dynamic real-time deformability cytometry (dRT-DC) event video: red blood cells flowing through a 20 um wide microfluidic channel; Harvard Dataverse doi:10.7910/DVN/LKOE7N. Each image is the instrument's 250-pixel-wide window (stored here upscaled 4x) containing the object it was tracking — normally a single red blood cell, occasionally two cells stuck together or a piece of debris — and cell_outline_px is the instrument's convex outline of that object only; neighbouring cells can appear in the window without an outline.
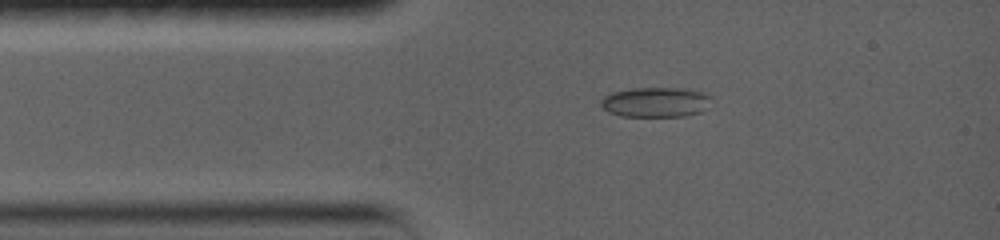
{"species": "common noctule bat (a hibernating species)", "species_latin": "Nyctalus noctula", "temperature_condition": "warm", "stored_images_in_passage": 50, "camera_frame_rate_fps": 5000, "um_per_image_px": 0.085, "animal": {"sex": "female", "body_mass_g": 19.0, "forearm_length_mm": 56.7}, "frame": {"image": 1, "passage_image": 6, "time_ms": 2.0, "image_size_px": [1000, 240], "cell_outline_px": [[708, 108], [700, 112], [684, 116], [620, 116], [608, 112], [600, 104], [600, 100], [604, 96], [612, 92], [632, 88], [684, 88], [700, 92], [708, 96]], "centroid_in_image_um": [55.67, 8.68], "position_along_channel_um": 29.3, "area_um2": 19.13}}
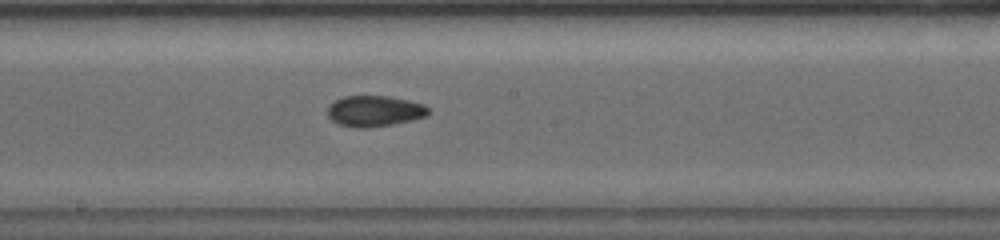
{"frame": {"image": 2, "passage_image": 23, "time_ms": 7.4, "image_size_px": [1000, 240], "cell_outline_px": [[428, 112], [424, 116], [412, 120], [392, 124], [368, 128], [356, 128], [336, 124], [328, 116], [328, 104], [344, 96], [388, 96], [408, 100], [424, 104], [428, 108]], "centroid_in_image_um": [31.79, 9.44], "position_along_channel_um": 216.4, "area_um2": 18.15}}
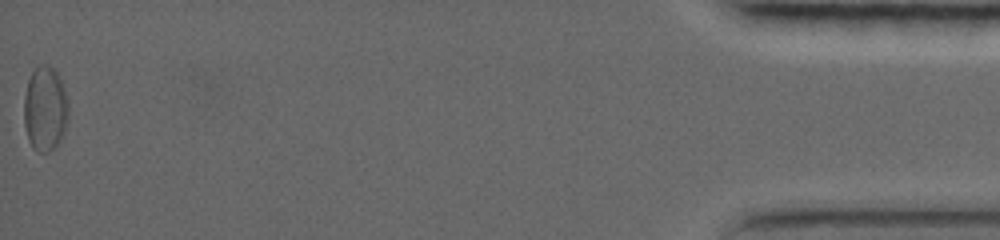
{"frame": {"image": 3, "passage_image": 50, "time_ms": 16.8, "image_size_px": [1000, 240], "cell_outline_px": [[68, 120], [64, 132], [60, 140], [48, 152], [36, 152], [32, 148], [28, 140], [24, 124], [24, 96], [28, 80], [32, 72], [40, 64], [44, 64], [52, 68], [56, 72], [60, 80], [68, 104]], "centroid_in_image_um": [3.81, 9.28], "position_along_channel_um": 431.4, "area_um2": 21.85}, "authors_computed_cell_mechanics": {"area_um2": 18.6116, "velocity_mm_per_s": 3.7723, "shape_relaxation_time_tau1_ms": null, "shape_relaxation_time_tau2_ms": 4.1556, "deformation_change_tau1": null, "deformation_change_tau2": 0.0696}}